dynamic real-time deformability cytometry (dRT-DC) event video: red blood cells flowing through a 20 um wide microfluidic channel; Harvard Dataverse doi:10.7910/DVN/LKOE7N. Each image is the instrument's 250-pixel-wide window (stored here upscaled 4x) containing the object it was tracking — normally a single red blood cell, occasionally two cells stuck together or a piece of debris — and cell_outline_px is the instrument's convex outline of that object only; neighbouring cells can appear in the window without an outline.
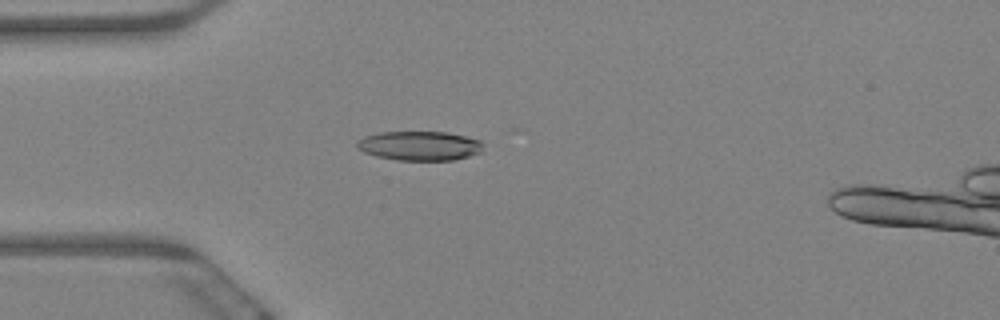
{"species": "Egyptian fruit bat (a non-hibernating species)", "species_latin": "Rousettus aegyptiacus", "temperature_condition": "warm", "stored_images_in_passage": 26, "camera_frame_rate_fps": 3000, "um_per_image_px": 0.085, "animal": {"sex": "female"}, "frame": {"image": 1, "passage_image": 17, "time_ms": 5.333, "image_size_px": [1000, 320], "cell_outline_px": [[484, 144], [480, 152], [468, 156], [452, 160], [396, 160], [376, 156], [364, 152], [356, 148], [356, 140], [364, 136], [380, 132], [444, 132], [464, 136], [480, 140]], "centroid_in_image_um": [35.62, 12.39], "position_along_channel_um": 49.4, "area_um2": 21.56}}
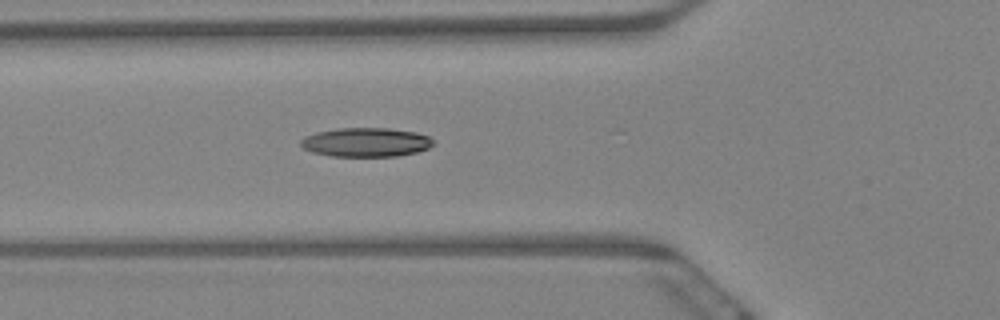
{"frame": {"image": 2, "passage_image": 22, "time_ms": 7.0, "image_size_px": [1000, 320], "cell_outline_px": [[436, 144], [428, 148], [416, 152], [396, 156], [332, 156], [312, 152], [304, 148], [300, 144], [300, 140], [304, 136], [316, 132], [336, 128], [388, 128], [416, 132], [428, 136]], "centroid_in_image_um": [31.09, 12.08], "position_along_channel_um": 94.7, "area_um2": 22.48}}
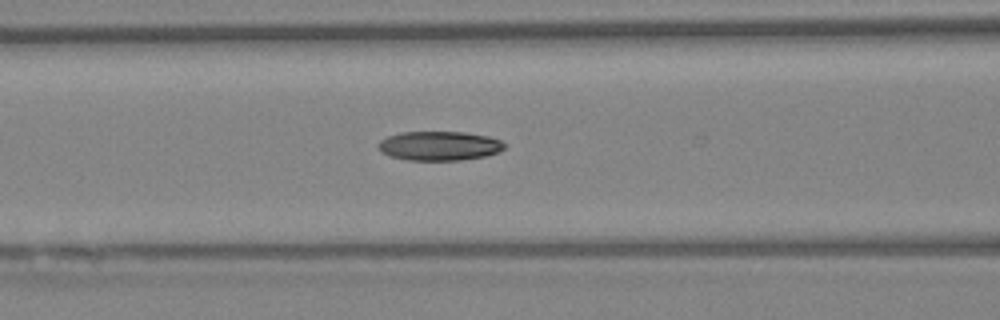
{"frame": {"image": 3, "passage_image": 25, "time_ms": 8.0, "image_size_px": [1000, 320], "cell_outline_px": [[504, 148], [496, 152], [484, 156], [460, 160], [408, 160], [392, 156], [380, 152], [376, 144], [380, 140], [388, 136], [400, 132], [464, 132], [488, 136], [500, 140], [504, 144]], "centroid_in_image_um": [37.29, 12.39], "position_along_channel_um": 129.3, "area_um2": 21.39}}